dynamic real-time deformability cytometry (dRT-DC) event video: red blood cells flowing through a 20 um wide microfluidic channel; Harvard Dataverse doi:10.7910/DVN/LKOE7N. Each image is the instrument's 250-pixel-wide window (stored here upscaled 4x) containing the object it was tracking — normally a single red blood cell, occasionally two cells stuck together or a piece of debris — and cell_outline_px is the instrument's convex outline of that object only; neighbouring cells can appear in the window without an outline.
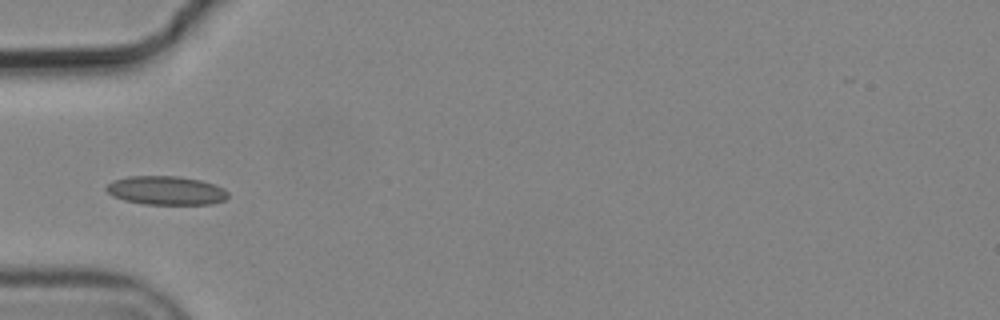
{"species": "common noctule bat (a hibernating species)", "species_latin": "Nyctalus noctula", "temperature_condition": "cold", "stored_images_in_passage": 6, "camera_frame_rate_fps": 3000, "um_per_image_px": 0.085, "animal": {"sex": "male", "body_mass_g": 19.2, "forearm_length_mm": 51.8}, "frame": {"image": 1, "passage_image": 6, "time_ms": 1.667, "image_size_px": [1000, 320], "cell_outline_px": [[228, 196], [224, 200], [212, 204], [144, 204], [124, 200], [112, 196], [104, 188], [112, 180], [128, 176], [176, 176], [200, 180], [216, 184], [224, 188], [228, 192]], "centroid_in_image_um": [14.11, 16.19], "position_along_channel_um": 70.9, "area_um2": 20.52}}